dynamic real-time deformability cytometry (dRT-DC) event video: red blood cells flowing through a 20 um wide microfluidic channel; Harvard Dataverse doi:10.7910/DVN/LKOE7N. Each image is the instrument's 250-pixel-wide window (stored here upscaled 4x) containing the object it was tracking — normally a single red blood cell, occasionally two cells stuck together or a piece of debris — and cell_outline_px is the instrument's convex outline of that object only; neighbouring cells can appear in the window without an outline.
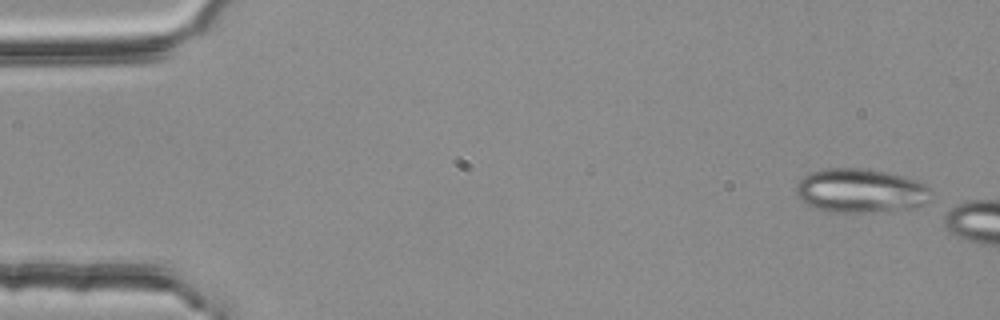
{"species": "common noctule bat (a hibernating species)", "species_latin": "Nyctalus noctula", "temperature_condition": "room temperature", "stored_images_in_passage": 5, "camera_frame_rate_fps": 3000, "um_per_image_px": 0.085, "animal": {"sex": "female", "body_mass_g": 25.1}, "frame": {"image": 1, "passage_image": 1, "time_ms": 0.0, "image_size_px": [1000, 320], "cell_outline_px": [[928, 200], [916, 208], [868, 212], [828, 212], [816, 208], [808, 204], [796, 192], [796, 184], [808, 172], [824, 168], [860, 168], [884, 172], [904, 176], [920, 180], [928, 188]], "centroid_in_image_um": [73.13, 16.2], "position_along_channel_um": 11.9, "area_um2": 34.45}}